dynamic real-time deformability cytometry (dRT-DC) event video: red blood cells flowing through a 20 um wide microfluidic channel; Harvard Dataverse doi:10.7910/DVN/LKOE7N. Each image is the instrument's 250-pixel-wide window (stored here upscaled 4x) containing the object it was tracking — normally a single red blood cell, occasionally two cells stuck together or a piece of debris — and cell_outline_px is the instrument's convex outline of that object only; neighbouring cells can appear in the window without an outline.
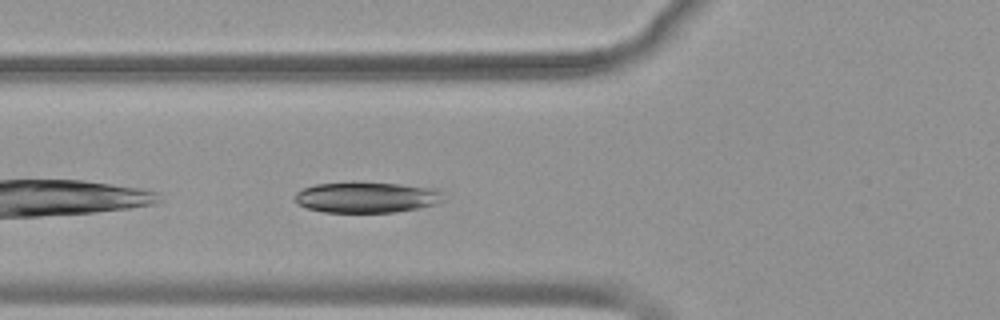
{"species": "common noctule bat (a hibernating species)", "species_latin": "Nyctalus noctula", "temperature_condition": "warm", "stored_images_in_passage": 31, "camera_frame_rate_fps": 3000, "um_per_image_px": 0.085, "animal": {"sex": "female", "body_mass_g": 19.9}, "frame": {"image": 1, "passage_image": 3, "time_ms": 0.667, "image_size_px": [1000, 320], "cell_outline_px": [[444, 200], [436, 204], [396, 212], [324, 212], [308, 208], [296, 204], [292, 196], [296, 192], [304, 188], [316, 184], [352, 180], [400, 184], [428, 188], [440, 192]], "centroid_in_image_um": [31.05, 16.75], "position_along_channel_um": 94.7, "area_um2": 27.05}}
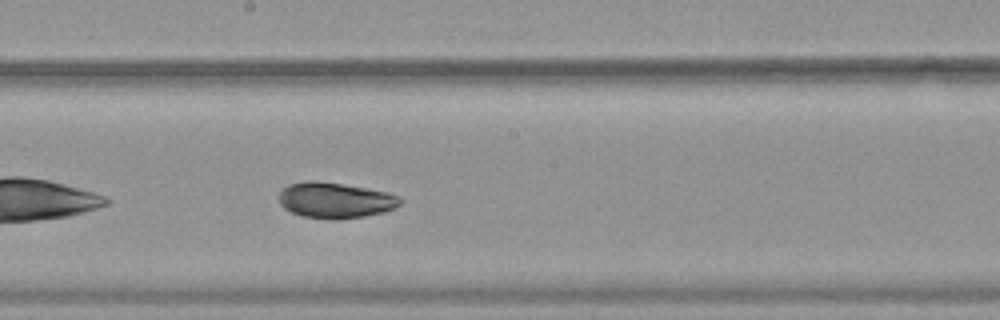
{"frame": {"image": 2, "passage_image": 13, "time_ms": 4.0, "image_size_px": [1000, 320], "cell_outline_px": [[400, 204], [396, 208], [384, 212], [364, 216], [336, 220], [300, 216], [284, 208], [280, 204], [280, 192], [288, 184], [312, 180], [316, 180], [388, 192], [396, 196], [400, 200]], "centroid_in_image_um": [28.47, 17.03], "position_along_channel_um": 219.7, "area_um2": 25.03}}
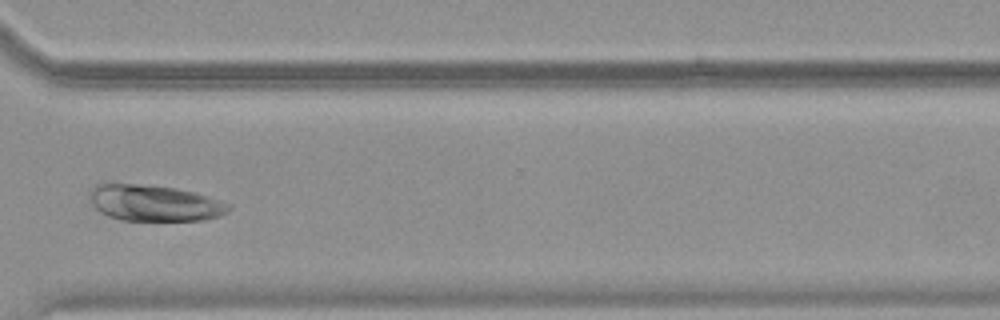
{"frame": {"image": 3, "passage_image": 24, "time_ms": 7.667, "image_size_px": [1000, 320], "cell_outline_px": [[232, 208], [228, 212], [204, 220], [120, 220], [108, 216], [100, 212], [88, 200], [88, 192], [92, 184], [108, 180], [176, 188], [196, 192], [232, 204]], "centroid_in_image_um": [13.01, 17.2], "position_along_channel_um": 357.6, "area_um2": 30.35}, "authors_computed_cell_mechanics": {"area_um2": 26.299, "velocity_mm_per_s": 3.7507, "shape_relaxation_time_tau1_ms": 2.1033, "shape_relaxation_time_tau2_ms": 1.5482, "deformation_change_tau1": 0.1166, "deformation_change_tau2": 0.0459}}